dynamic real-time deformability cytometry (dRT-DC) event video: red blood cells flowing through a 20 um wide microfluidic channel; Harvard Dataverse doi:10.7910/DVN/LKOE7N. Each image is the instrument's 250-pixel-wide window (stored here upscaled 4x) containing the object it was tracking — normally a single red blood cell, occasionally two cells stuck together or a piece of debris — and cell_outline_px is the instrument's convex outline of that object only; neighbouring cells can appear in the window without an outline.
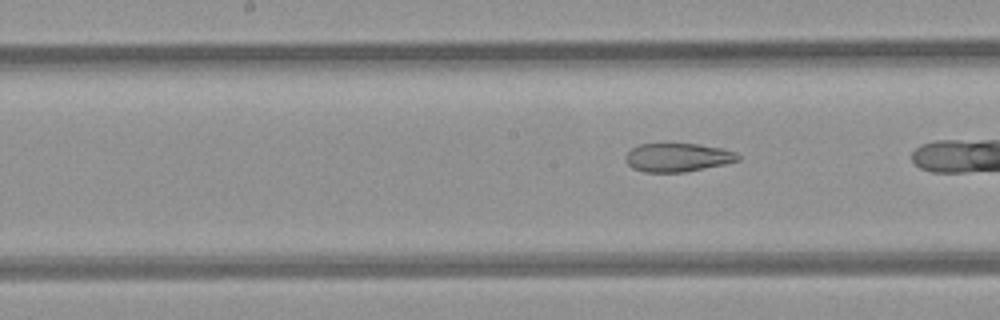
{"species": "common noctule bat (a hibernating species)", "species_latin": "Nyctalus noctula", "temperature_condition": "room temperature", "stored_images_in_passage": 7, "camera_frame_rate_fps": 3000, "um_per_image_px": 0.085, "animal": {"sex": "female", "body_mass_g": 21.9}, "frame": {"image": 1, "passage_image": 7, "time_ms": 7.0, "image_size_px": [1000, 320], "cell_outline_px": [[740, 160], [724, 164], [684, 172], [644, 172], [632, 168], [624, 160], [624, 156], [632, 148], [640, 144], [700, 144], [720, 148], [736, 152], [740, 156]], "centroid_in_image_um": [57.58, 13.38], "position_along_channel_um": 190.6, "area_um2": 18.67}}